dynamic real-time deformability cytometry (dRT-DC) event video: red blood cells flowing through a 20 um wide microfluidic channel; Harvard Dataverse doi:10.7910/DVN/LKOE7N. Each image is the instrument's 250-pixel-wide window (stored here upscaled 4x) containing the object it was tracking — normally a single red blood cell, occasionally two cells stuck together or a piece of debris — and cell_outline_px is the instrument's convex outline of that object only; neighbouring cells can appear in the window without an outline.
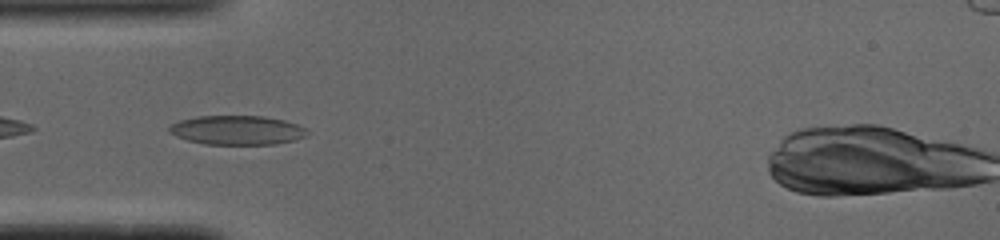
{"species": "common noctule bat (a hibernating species)", "species_latin": "Nyctalus noctula", "temperature_condition": "cold", "stored_images_in_passage": 45, "camera_frame_rate_fps": 3000, "um_per_image_px": 0.085, "animal": {"sex": "male", "body_mass_g": 19.0, "forearm_length_mm": 50.8}, "frame": {"image": 1, "passage_image": 14, "time_ms": 4.333, "image_size_px": [1000, 240], "cell_outline_px": [[308, 136], [276, 144], [204, 144], [188, 140], [176, 136], [168, 132], [168, 128], [172, 124], [180, 120], [196, 116], [264, 116], [284, 120], [296, 124], [304, 128], [308, 132]], "centroid_in_image_um": [20.14, 11.06], "position_along_channel_um": 64.9, "area_um2": 23.41}}
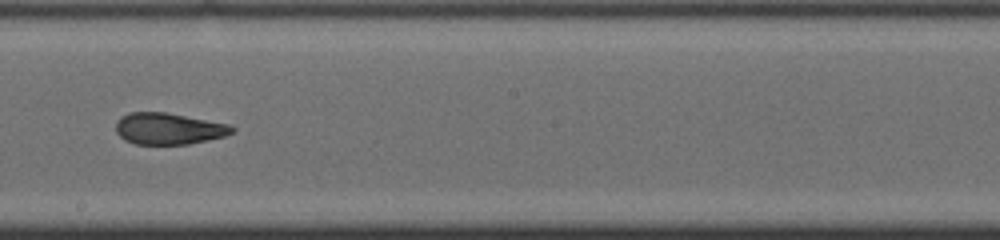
{"frame": {"image": 2, "passage_image": 27, "time_ms": 8.667, "image_size_px": [1000, 240], "cell_outline_px": [[236, 128], [232, 132], [224, 136], [208, 140], [188, 144], [136, 144], [124, 140], [116, 132], [116, 124], [120, 116], [128, 112], [164, 112], [228, 124]], "centroid_in_image_um": [14.3, 10.94], "position_along_channel_um": 233.9, "area_um2": 21.21}}
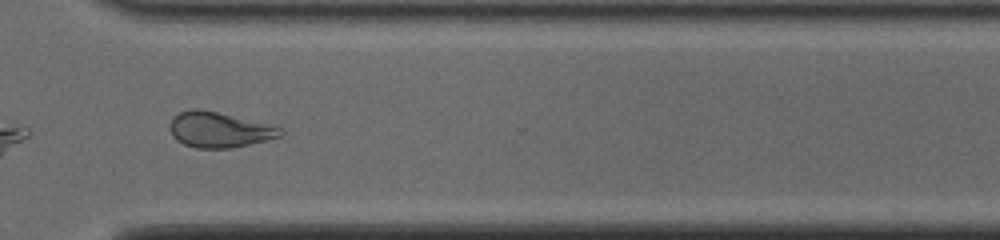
{"frame": {"image": 3, "passage_image": 36, "time_ms": 11.667, "image_size_px": [1000, 240], "cell_outline_px": [[284, 136], [232, 148], [196, 148], [184, 144], [176, 140], [172, 136], [168, 128], [168, 124], [180, 112], [192, 108], [200, 108], [268, 124], [280, 128], [284, 132]], "centroid_in_image_um": [18.61, 11.03], "position_along_channel_um": 352.0, "area_um2": 22.83}, "authors_computed_cell_mechanics": {"area_um2": 23.12, "velocity_mm_per_s": 3.9164, "shape_relaxation_time_tau1_ms": 7.5703, "shape_relaxation_time_tau2_ms": 2.0406, "deformation_change_tau1": 0.1666, "deformation_change_tau2": 0.0818}}